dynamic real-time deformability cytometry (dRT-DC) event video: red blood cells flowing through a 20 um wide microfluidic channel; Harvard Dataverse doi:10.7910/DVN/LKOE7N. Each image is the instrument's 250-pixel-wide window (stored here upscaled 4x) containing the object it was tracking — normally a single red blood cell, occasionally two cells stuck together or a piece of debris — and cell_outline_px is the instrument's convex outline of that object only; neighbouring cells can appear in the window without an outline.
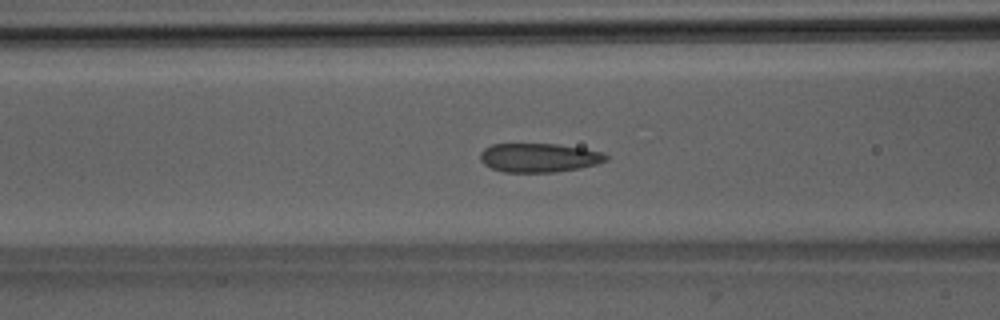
{"species": "Egyptian fruit bat (a non-hibernating species)", "species_latin": "Rousettus aegyptiacus", "temperature_condition": "room temperature", "stored_images_in_passage": 36, "camera_frame_rate_fps": 3000, "um_per_image_px": 0.085, "animal": {"sex": "male"}, "frame": {"image": 1, "passage_image": 5, "time_ms": 1.333, "image_size_px": [1000, 320], "cell_outline_px": [[608, 160], [596, 164], [580, 168], [556, 172], [504, 172], [492, 168], [484, 164], [480, 160], [480, 152], [484, 148], [492, 144], [560, 144], [584, 148], [604, 152], [608, 156]], "centroid_in_image_um": [45.84, 13.4], "position_along_channel_um": 120.8, "area_um2": 21.39}}
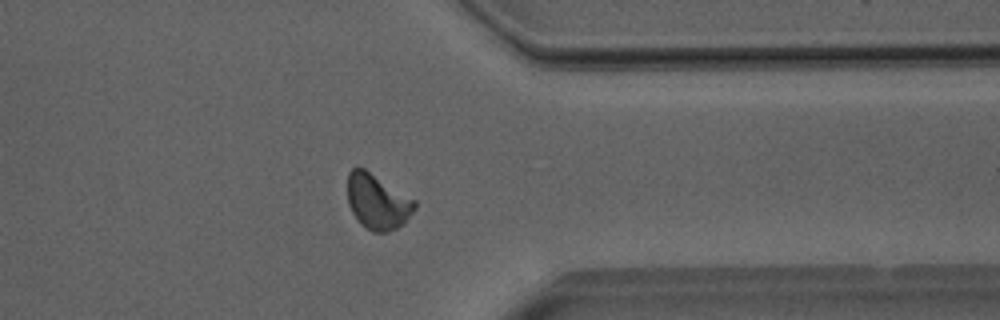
{"frame": {"image": 2, "passage_image": 25, "time_ms": 8.0, "image_size_px": [1000, 320], "cell_outline_px": [[416, 208], [404, 224], [388, 232], [372, 232], [360, 224], [356, 220], [348, 204], [348, 172], [352, 168], [364, 168], [416, 200]], "centroid_in_image_um": [32.09, 17.16], "position_along_channel_um": 379.3, "area_um2": 21.73}}
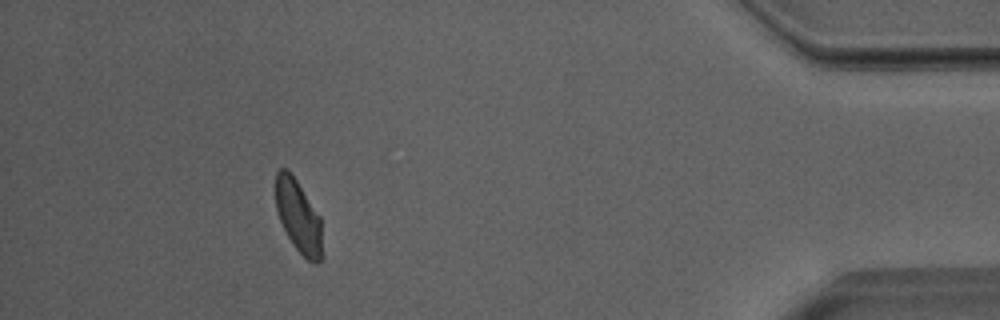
{"frame": {"image": 3, "passage_image": 31, "time_ms": 10.0, "image_size_px": [1000, 320], "cell_outline_px": [[320, 260], [316, 264], [312, 264], [292, 244], [280, 220], [276, 208], [276, 172], [280, 168], [284, 168], [296, 180], [320, 216]], "centroid_in_image_um": [25.34, 18.39], "position_along_channel_um": 409.9, "area_um2": 19.02}, "authors_computed_cell_mechanics": {"area_um2": 21.1548, "velocity_mm_per_s": 3.9728, "shape_relaxation_time_tau1_ms": 9.5273, "shape_relaxation_time_tau2_ms": 1.2371, "deformation_change_tau1": 0.1569, "deformation_change_tau2": 0.0609}}